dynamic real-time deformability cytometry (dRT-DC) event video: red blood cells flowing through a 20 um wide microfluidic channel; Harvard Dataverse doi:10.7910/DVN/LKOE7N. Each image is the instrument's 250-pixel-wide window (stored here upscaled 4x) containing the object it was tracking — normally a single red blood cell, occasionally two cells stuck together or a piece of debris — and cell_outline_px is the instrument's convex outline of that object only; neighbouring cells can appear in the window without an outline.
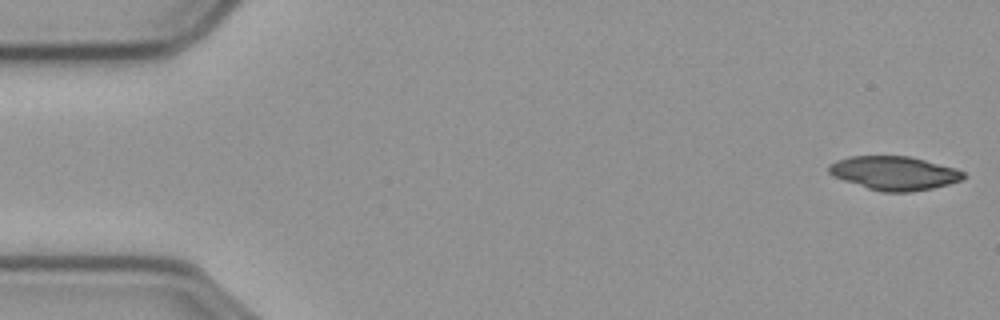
{"species": "common noctule bat (a hibernating species)", "species_latin": "Nyctalus noctula", "temperature_condition": "cold", "stored_images_in_passage": 15, "camera_frame_rate_fps": 3000, "um_per_image_px": 0.085, "animal": {"sex": "male", "body_mass_g": 23.1, "forearm_length_mm": 52.7}, "frame": {"image": 1, "passage_image": 1, "time_ms": 0.0, "image_size_px": [1000, 320], "cell_outline_px": [[964, 176], [960, 180], [948, 184], [932, 188], [912, 192], [884, 192], [868, 188], [832, 176], [828, 172], [828, 164], [836, 160], [848, 156], [908, 156], [956, 168], [964, 172]], "centroid_in_image_um": [75.97, 14.71], "position_along_channel_um": 9.0, "area_um2": 26.36}}